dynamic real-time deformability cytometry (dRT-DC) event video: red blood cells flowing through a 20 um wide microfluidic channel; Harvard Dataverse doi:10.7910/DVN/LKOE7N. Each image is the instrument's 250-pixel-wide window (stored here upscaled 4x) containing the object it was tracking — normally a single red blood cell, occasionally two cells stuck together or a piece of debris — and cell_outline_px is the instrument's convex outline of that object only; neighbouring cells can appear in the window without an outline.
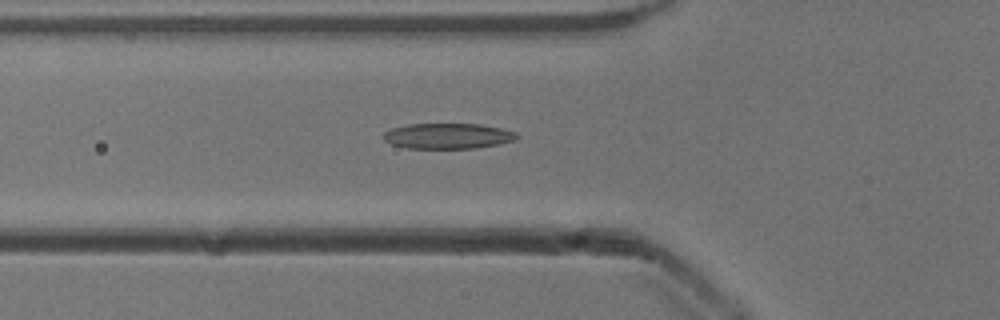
{"species": "common noctule bat (a hibernating species)", "species_latin": "Nyctalus noctula", "temperature_condition": "cold", "stored_images_in_passage": 27, "camera_frame_rate_fps": 3000, "um_per_image_px": 0.085, "animal": {"sex": "male", "body_mass_g": 13.3}, "frame": {"image": 1, "passage_image": 17, "time_ms": 5.333, "image_size_px": [1000, 320], "cell_outline_px": [[520, 136], [516, 140], [500, 144], [476, 148], [408, 148], [392, 144], [384, 140], [380, 136], [384, 132], [392, 128], [408, 124], [480, 124], [500, 128], [516, 132]], "centroid_in_image_um": [38.07, 11.56], "position_along_channel_um": 87.7, "area_um2": 19.94}}
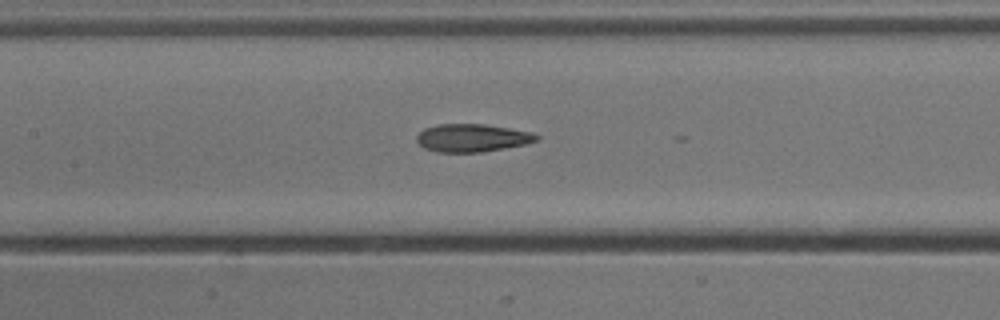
{"frame": {"image": 2, "passage_image": 23, "time_ms": 7.333, "image_size_px": [1000, 320], "cell_outline_px": [[540, 136], [536, 140], [528, 144], [480, 152], [436, 152], [424, 148], [416, 140], [416, 136], [424, 128], [436, 124], [484, 124], [508, 128], [528, 132]], "centroid_in_image_um": [40.09, 11.72], "position_along_channel_um": 167.3, "area_um2": 19.36}}
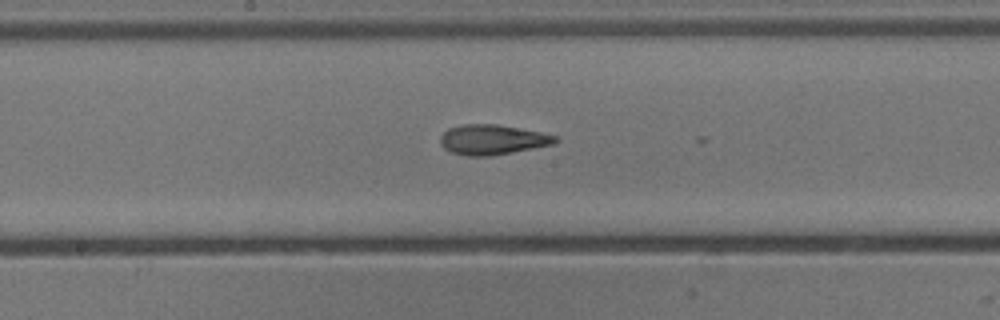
{"frame": {"image": 3, "passage_image": 26, "time_ms": 8.333, "image_size_px": [1000, 320], "cell_outline_px": [[560, 140], [552, 144], [512, 152], [488, 156], [468, 156], [452, 152], [444, 148], [440, 144], [440, 136], [448, 128], [460, 124], [496, 124], [540, 132], [556, 136]], "centroid_in_image_um": [41.81, 11.86], "position_along_channel_um": 206.4, "area_um2": 19.94}}